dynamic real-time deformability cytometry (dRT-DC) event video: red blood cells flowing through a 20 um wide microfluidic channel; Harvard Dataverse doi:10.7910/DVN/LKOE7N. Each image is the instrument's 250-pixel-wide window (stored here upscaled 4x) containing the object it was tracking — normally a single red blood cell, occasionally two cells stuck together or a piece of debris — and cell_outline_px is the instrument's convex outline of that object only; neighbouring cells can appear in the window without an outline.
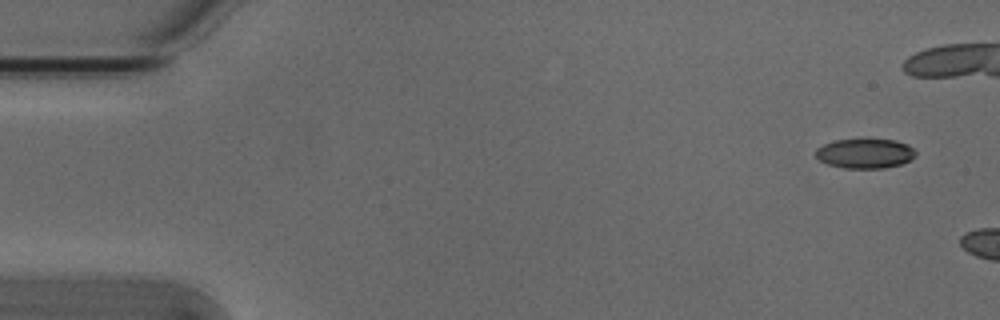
{"species": "Egyptian fruit bat (a non-hibernating species)", "species_latin": "Rousettus aegyptiacus", "temperature_condition": "cold", "stored_images_in_passage": 2, "camera_frame_rate_fps": 3000, "um_per_image_px": 0.085, "animal": {"sex": "male"}, "frame": {"image": 1, "passage_image": 1, "time_ms": 0.0, "image_size_px": [1000, 320], "cell_outline_px": [[916, 156], [912, 160], [900, 164], [884, 168], [844, 168], [828, 164], [820, 160], [816, 156], [816, 148], [824, 144], [836, 140], [896, 140], [908, 144], [916, 152]], "centroid_in_image_um": [73.56, 13.05], "position_along_channel_um": 11.4, "area_um2": 17.17}}